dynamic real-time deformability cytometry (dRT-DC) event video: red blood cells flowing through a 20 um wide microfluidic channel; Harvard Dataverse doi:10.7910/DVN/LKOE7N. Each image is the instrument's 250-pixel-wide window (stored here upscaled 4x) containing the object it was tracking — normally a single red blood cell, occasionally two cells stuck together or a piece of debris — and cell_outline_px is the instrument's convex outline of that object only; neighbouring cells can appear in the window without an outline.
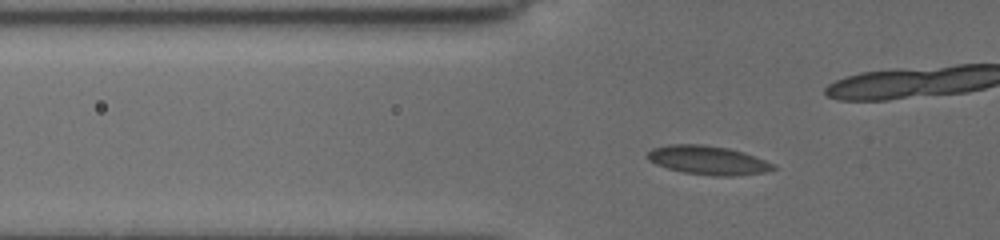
{"species": "common noctule bat (a hibernating species)", "species_latin": "Nyctalus noctula", "temperature_condition": "cold", "stored_images_in_passage": 39, "camera_frame_rate_fps": 3000, "um_per_image_px": 0.085, "animal": {"sex": "female", "body_mass_g": 19.5, "forearm_length_mm": 54.1}, "frame": {"image": 1, "passage_image": 4, "time_ms": 1.0, "image_size_px": [1000, 240], "cell_outline_px": [[776, 168], [764, 172], [736, 176], [712, 176], [684, 172], [668, 168], [656, 164], [648, 160], [644, 156], [652, 148], [668, 144], [704, 144], [728, 148], [744, 152], [756, 156], [776, 164]], "centroid_in_image_um": [60.18, 13.61], "position_along_channel_um": 65.6, "area_um2": 21.39}}
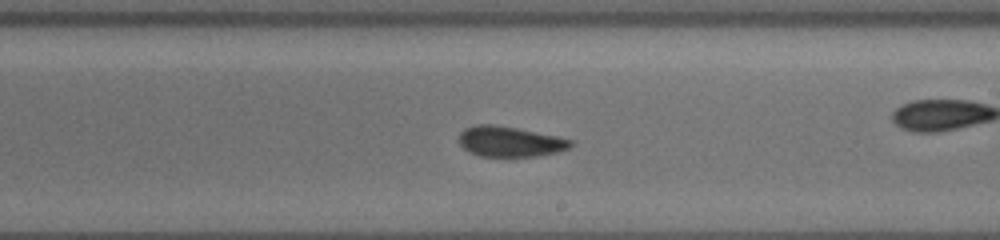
{"frame": {"image": 2, "passage_image": 19, "time_ms": 6.0, "image_size_px": [1000, 240], "cell_outline_px": [[572, 144], [568, 148], [560, 152], [536, 156], [480, 156], [468, 152], [460, 144], [460, 132], [464, 128], [476, 124], [496, 124], [556, 136], [572, 140]], "centroid_in_image_um": [43.32, 12.03], "position_along_channel_um": 245.7, "area_um2": 19.71}}
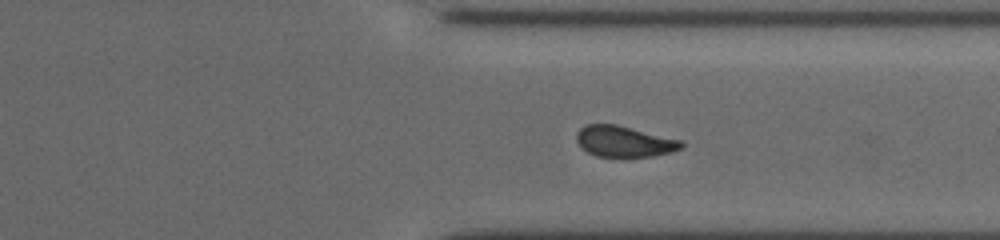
{"frame": {"image": 3, "passage_image": 28, "time_ms": 9.0, "image_size_px": [1000, 240], "cell_outline_px": [[684, 148], [672, 152], [652, 156], [596, 156], [580, 148], [576, 140], [576, 132], [584, 124], [616, 124], [684, 140]], "centroid_in_image_um": [53.07, 12.01], "position_along_channel_um": 358.3, "area_um2": 19.19}}